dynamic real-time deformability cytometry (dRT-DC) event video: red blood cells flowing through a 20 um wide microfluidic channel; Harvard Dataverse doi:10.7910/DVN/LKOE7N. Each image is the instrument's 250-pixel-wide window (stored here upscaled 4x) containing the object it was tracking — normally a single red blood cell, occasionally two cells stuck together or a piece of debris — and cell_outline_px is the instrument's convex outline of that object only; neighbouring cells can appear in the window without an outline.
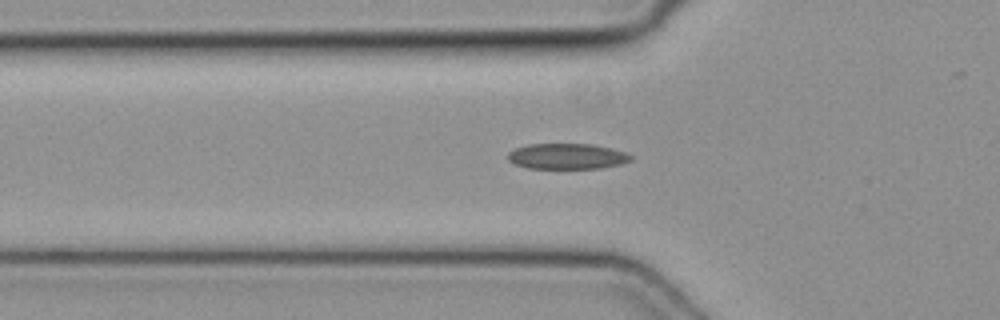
{"species": "common noctule bat (a hibernating species)", "species_latin": "Nyctalus noctula", "temperature_condition": "cold", "stored_images_in_passage": 34, "camera_frame_rate_fps": 3000, "um_per_image_px": 0.085, "animal": {"sex": "female", "body_mass_g": 19.3, "forearm_length_mm": 54.1}, "frame": {"image": 1, "passage_image": 6, "time_ms": 1.667, "image_size_px": [1000, 320], "cell_outline_px": [[632, 160], [620, 164], [600, 168], [528, 168], [516, 164], [508, 160], [508, 152], [516, 148], [528, 144], [592, 144], [612, 148], [624, 152], [632, 156]], "centroid_in_image_um": [48.2, 13.28], "position_along_channel_um": 77.6, "area_um2": 18.26}}
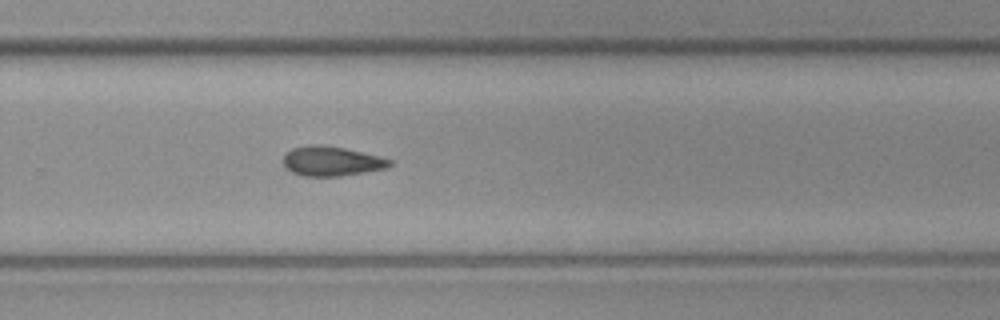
{"frame": {"image": 2, "passage_image": 22, "time_ms": 7.0, "image_size_px": [1000, 320], "cell_outline_px": [[392, 164], [388, 168], [340, 176], [304, 176], [292, 172], [284, 168], [284, 156], [292, 148], [312, 144], [316, 144], [344, 148], [392, 160]], "centroid_in_image_um": [28.16, 13.71], "position_along_channel_um": 301.6, "area_um2": 18.15}}
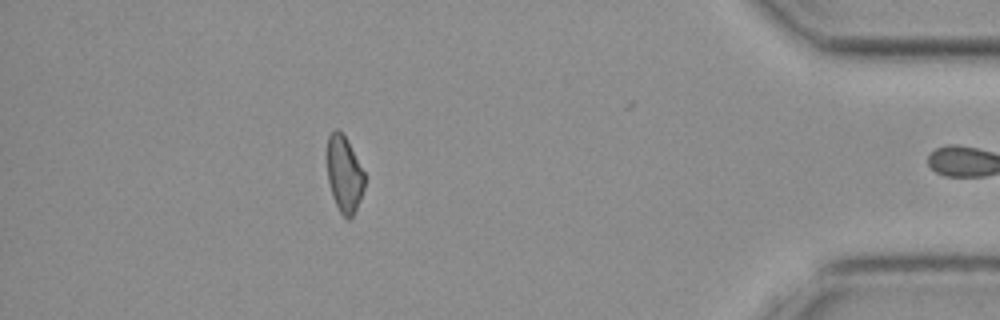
{"frame": {"image": 3, "passage_image": 33, "time_ms": 10.667, "image_size_px": [1000, 320], "cell_outline_px": [[364, 188], [356, 208], [352, 216], [348, 220], [340, 212], [332, 196], [328, 180], [328, 136], [336, 128], [344, 136], [364, 172]], "centroid_in_image_um": [29.26, 14.83], "position_along_channel_um": 405.9, "area_um2": 16.07}}